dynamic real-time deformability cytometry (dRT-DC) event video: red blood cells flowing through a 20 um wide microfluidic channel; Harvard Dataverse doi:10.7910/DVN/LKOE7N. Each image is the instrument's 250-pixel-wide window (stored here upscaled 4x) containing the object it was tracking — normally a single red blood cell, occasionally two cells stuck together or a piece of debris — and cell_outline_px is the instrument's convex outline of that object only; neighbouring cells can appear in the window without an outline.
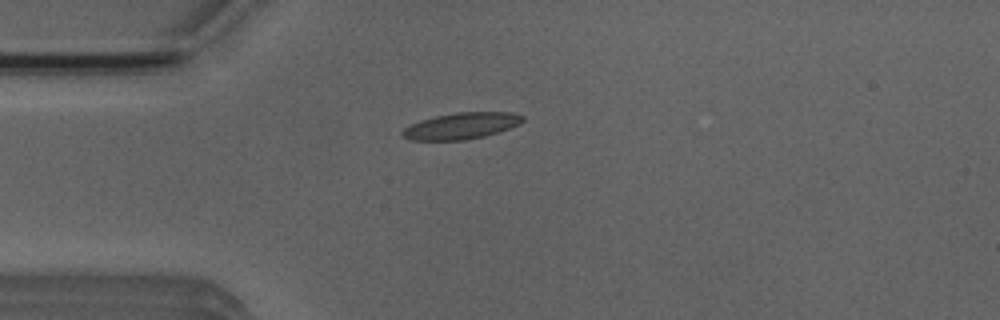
{"species": "Egyptian fruit bat (a non-hibernating species)", "species_latin": "Rousettus aegyptiacus", "temperature_condition": "room temperature", "stored_images_in_passage": 2, "camera_frame_rate_fps": 3000, "um_per_image_px": 0.085, "animal": {"sex": "male"}, "frame": {"image": 1, "passage_image": 1, "time_ms": 0.0, "image_size_px": [1000, 320], "cell_outline_px": [[524, 120], [520, 124], [500, 132], [484, 136], [464, 140], [408, 140], [400, 132], [404, 128], [420, 120], [436, 116], [456, 112], [512, 112], [524, 116]], "centroid_in_image_um": [39.24, 10.7], "position_along_channel_um": 45.8, "area_um2": 18.55}}